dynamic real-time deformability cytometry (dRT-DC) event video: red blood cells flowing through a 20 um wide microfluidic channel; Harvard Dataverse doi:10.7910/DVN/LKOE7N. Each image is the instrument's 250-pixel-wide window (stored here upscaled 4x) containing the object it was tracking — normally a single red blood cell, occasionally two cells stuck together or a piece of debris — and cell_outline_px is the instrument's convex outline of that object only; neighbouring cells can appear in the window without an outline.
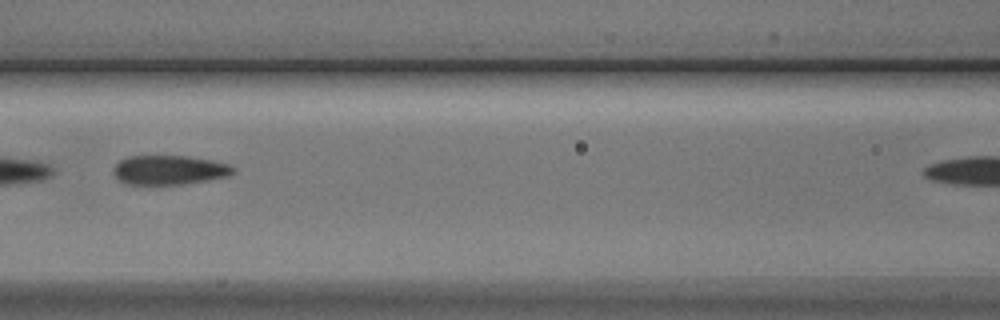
{"species": "Egyptian fruit bat (a non-hibernating species)", "species_latin": "Rousettus aegyptiacus", "temperature_condition": "cold", "stored_images_in_passage": 4, "camera_frame_rate_fps": 3000, "um_per_image_px": 0.085, "animal": {"sex": "male"}, "frame": {"image": 1, "passage_image": 3, "time_ms": 2.333, "image_size_px": [1000, 320], "cell_outline_px": [[236, 168], [228, 176], [208, 180], [180, 184], [124, 184], [112, 172], [112, 168], [120, 160], [128, 156], [188, 156], [212, 160], [228, 164]], "centroid_in_image_um": [14.36, 14.44], "position_along_channel_um": 152.2, "area_um2": 20.4}}